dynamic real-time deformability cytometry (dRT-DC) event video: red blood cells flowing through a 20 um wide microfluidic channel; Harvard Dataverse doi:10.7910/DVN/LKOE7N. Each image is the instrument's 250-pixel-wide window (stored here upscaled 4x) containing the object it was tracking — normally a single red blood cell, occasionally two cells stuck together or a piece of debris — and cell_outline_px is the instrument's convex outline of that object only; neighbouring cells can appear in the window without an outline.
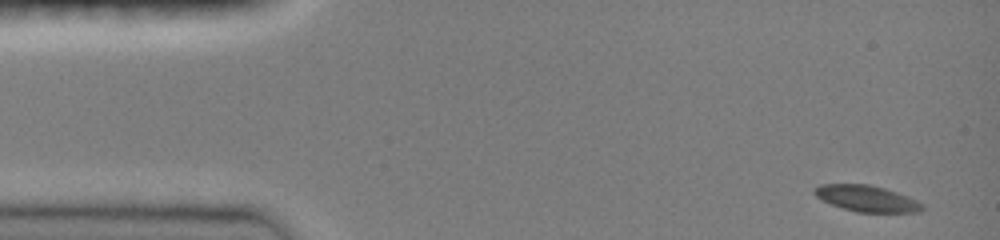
{"species": "common noctule bat (a hibernating species)", "species_latin": "Nyctalus noctula", "temperature_condition": "room temperature", "stored_images_in_passage": 47, "camera_frame_rate_fps": 3000, "um_per_image_px": 0.085, "animal": {"sex": "female", "body_mass_g": 19.0, "forearm_length_mm": 51.5}, "frame": {"image": 1, "passage_image": 2, "time_ms": 0.333, "image_size_px": [1000, 240], "cell_outline_px": [[924, 208], [920, 212], [856, 212], [832, 204], [816, 196], [812, 192], [812, 188], [820, 184], [868, 184], [884, 188], [896, 192], [920, 204]], "centroid_in_image_um": [73.58, 16.86], "position_along_channel_um": 11.4, "area_um2": 16.07}}
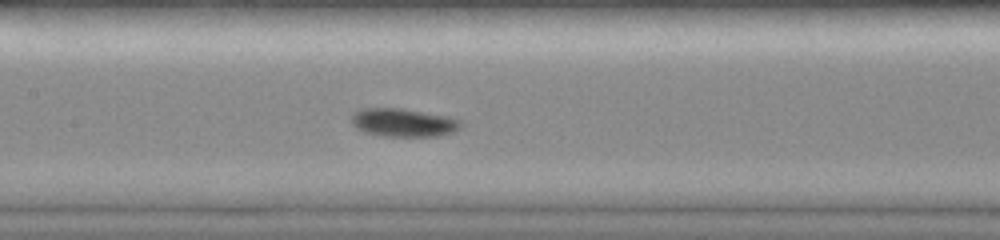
{"frame": {"image": 2, "passage_image": 22, "time_ms": 7.0, "image_size_px": [1000, 240], "cell_outline_px": [[460, 128], [452, 132], [436, 136], [384, 136], [364, 132], [356, 128], [352, 124], [352, 112], [360, 108], [400, 108], [448, 116], [460, 120]], "centroid_in_image_um": [34.24, 10.41], "position_along_channel_um": 173.2, "area_um2": 17.98}}
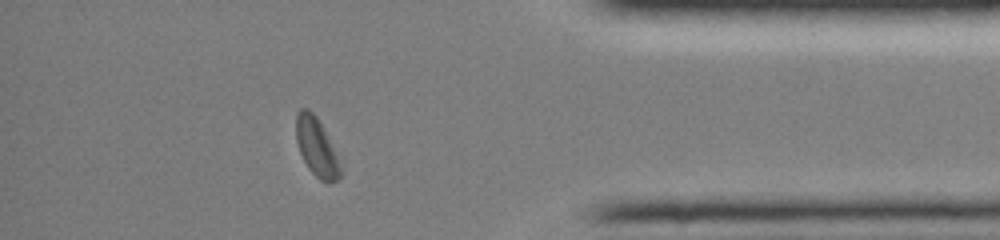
{"frame": {"image": 3, "passage_image": 41, "time_ms": 13.333, "image_size_px": [1000, 240], "cell_outline_px": [[344, 172], [340, 180], [328, 184], [320, 180], [308, 168], [300, 152], [296, 140], [296, 112], [300, 108], [308, 108], [316, 116], [344, 156]], "centroid_in_image_um": [27.06, 12.56], "position_along_channel_um": 408.1, "area_um2": 16.53}, "authors_computed_cell_mechanics": {"area_um2": 16.5308, "velocity_mm_per_s": 3.983, "shape_relaxation_time_tau1_ms": 2.6543, "shape_relaxation_time_tau2_ms": null, "deformation_change_tau1": 0.0989, "deformation_change_tau2": null}}